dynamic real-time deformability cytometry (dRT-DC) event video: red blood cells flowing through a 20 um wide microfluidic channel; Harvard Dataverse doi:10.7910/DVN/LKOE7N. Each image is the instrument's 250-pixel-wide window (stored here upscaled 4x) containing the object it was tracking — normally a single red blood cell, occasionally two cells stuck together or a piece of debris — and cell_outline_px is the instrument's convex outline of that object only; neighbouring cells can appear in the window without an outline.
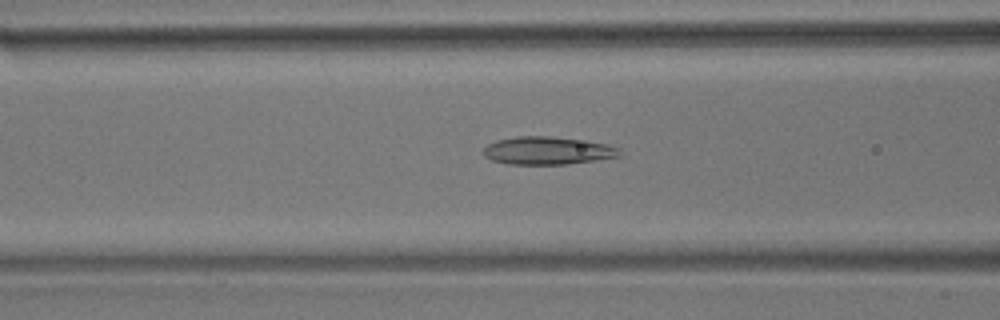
{"species": "common noctule bat (a hibernating species)", "species_latin": "Nyctalus noctula", "temperature_condition": "room temperature", "stored_images_in_passage": 39, "camera_frame_rate_fps": 3000, "um_per_image_px": 0.085, "animal": {"sex": "male", "body_mass_g": 17.9}, "frame": {"image": 1, "passage_image": 5, "time_ms": 1.333, "image_size_px": [1000, 320], "cell_outline_px": [[620, 156], [564, 164], [508, 164], [492, 160], [484, 156], [484, 148], [488, 144], [496, 140], [516, 136], [552, 136], [608, 144], [620, 148]], "centroid_in_image_um": [46.51, 12.79], "position_along_channel_um": 120.1, "area_um2": 21.91}}
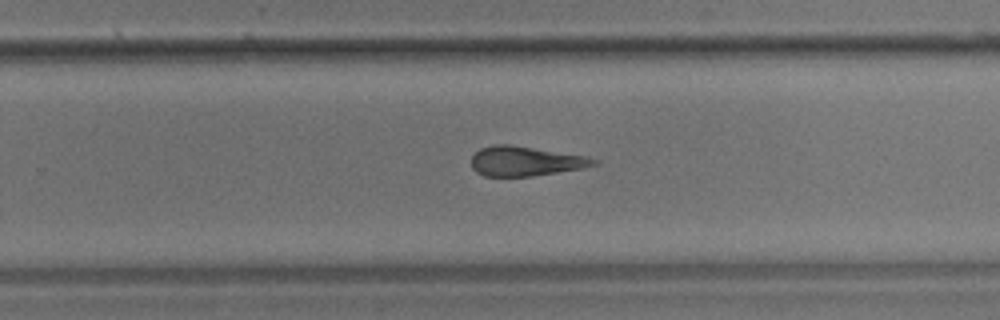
{"frame": {"image": 2, "passage_image": 19, "time_ms": 6.0, "image_size_px": [1000, 320], "cell_outline_px": [[600, 164], [580, 168], [532, 176], [484, 176], [476, 172], [472, 168], [472, 156], [480, 148], [492, 144], [508, 144], [584, 156], [596, 160]], "centroid_in_image_um": [44.6, 13.7], "position_along_channel_um": 285.2, "area_um2": 20.81}}
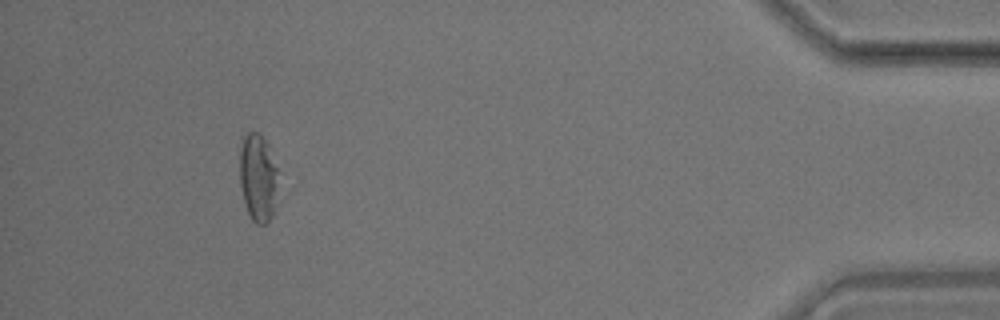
{"frame": {"image": 3, "passage_image": 35, "time_ms": 11.333, "image_size_px": [1000, 320], "cell_outline_px": [[276, 204], [272, 216], [264, 224], [256, 224], [252, 220], [248, 212], [244, 200], [240, 184], [240, 136], [248, 132], [260, 132], [268, 144], [276, 168]], "centroid_in_image_um": [21.9, 15.05], "position_along_channel_um": 413.3, "area_um2": 19.71}, "authors_computed_cell_mechanics": {"area_um2": 21.6172, "velocity_mm_per_s": 3.544, "shape_relaxation_time_tau1_ms": null, "shape_relaxation_time_tau2_ms": 4.1173, "deformation_change_tau1": null, "deformation_change_tau2": 0.1657}}